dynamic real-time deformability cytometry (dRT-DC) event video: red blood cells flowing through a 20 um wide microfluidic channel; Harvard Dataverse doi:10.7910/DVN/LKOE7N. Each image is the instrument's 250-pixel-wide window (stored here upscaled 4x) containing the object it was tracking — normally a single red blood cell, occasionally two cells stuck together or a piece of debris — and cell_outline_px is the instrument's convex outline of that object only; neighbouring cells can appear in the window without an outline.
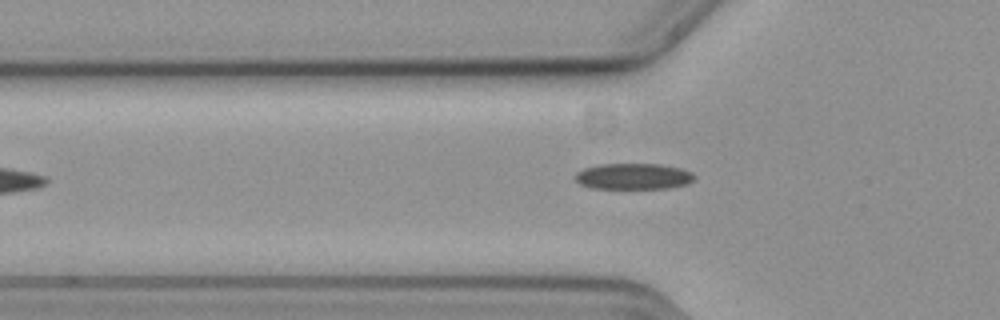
{"species": "common noctule bat (a hibernating species)", "species_latin": "Nyctalus noctula", "temperature_condition": "cold", "stored_images_in_passage": 39, "camera_frame_rate_fps": 3000, "um_per_image_px": 0.085, "animal": {"sex": "female", "body_mass_g": 19.3, "forearm_length_mm": 54.1}, "frame": {"image": 1, "passage_image": 3, "time_ms": 0.667, "image_size_px": [1000, 320], "cell_outline_px": [[696, 176], [692, 180], [684, 184], [668, 188], [592, 188], [580, 184], [576, 180], [576, 172], [584, 168], [600, 164], [660, 164], [680, 168], [692, 172]], "centroid_in_image_um": [53.83, 14.98], "position_along_channel_um": 72.0, "area_um2": 17.92}}
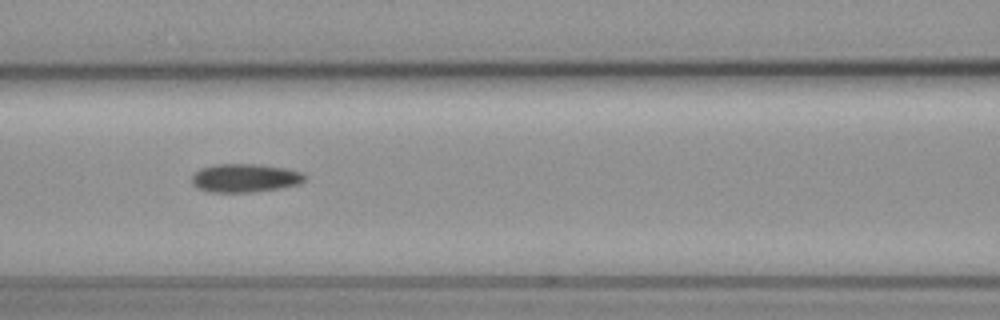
{"frame": {"image": 2, "passage_image": 9, "time_ms": 2.667, "image_size_px": [1000, 320], "cell_outline_px": [[308, 176], [300, 184], [280, 188], [252, 192], [212, 192], [200, 188], [192, 184], [192, 176], [200, 168], [216, 164], [260, 164], [284, 168], [300, 172]], "centroid_in_image_um": [20.84, 15.12], "position_along_channel_um": 145.8, "area_um2": 18.67}}
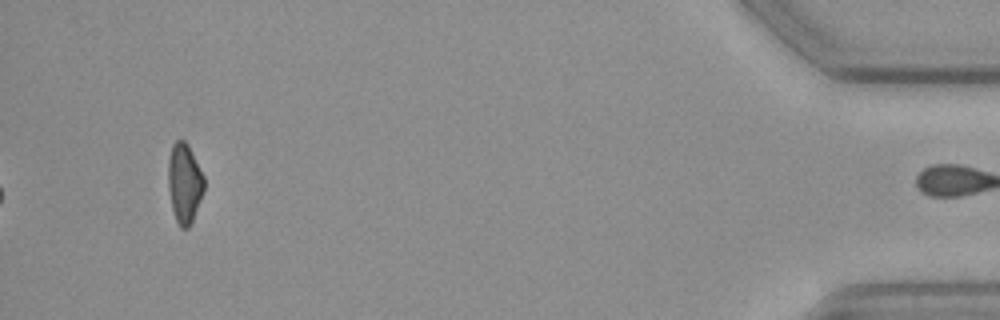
{"frame": {"image": 3, "passage_image": 38, "time_ms": 12.333, "image_size_px": [1000, 320], "cell_outline_px": [[204, 192], [192, 220], [188, 228], [180, 228], [176, 220], [172, 208], [168, 188], [168, 160], [172, 144], [176, 140], [184, 140], [188, 144], [204, 176]], "centroid_in_image_um": [15.67, 15.55], "position_along_channel_um": 419.5, "area_um2": 16.7}, "authors_computed_cell_mechanics": {"area_um2": 17.6868, "velocity_mm_per_s": 3.6641, "shape_relaxation_time_tau1_ms": 2.6636, "shape_relaxation_time_tau2_ms": null, "deformation_change_tau1": 0.08, "deformation_change_tau2": null}}